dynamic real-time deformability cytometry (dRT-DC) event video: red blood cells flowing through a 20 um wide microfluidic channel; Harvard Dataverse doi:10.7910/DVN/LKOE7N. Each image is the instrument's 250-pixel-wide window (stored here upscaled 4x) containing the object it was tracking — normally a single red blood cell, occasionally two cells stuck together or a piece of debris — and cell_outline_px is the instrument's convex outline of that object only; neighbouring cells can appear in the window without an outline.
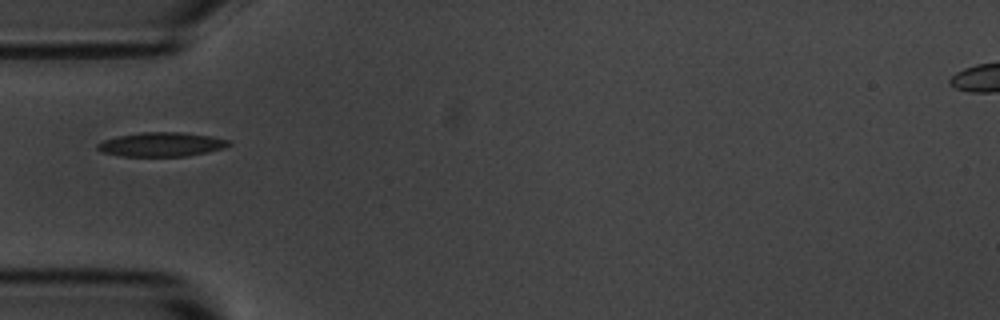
{"species": "common noctule bat (a hibernating species)", "species_latin": "Nyctalus noctula", "temperature_condition": "room temperature", "stored_images_in_passage": 3, "camera_frame_rate_fps": 3000, "um_per_image_px": 0.085, "animal": {"sex": "male", "body_mass_g": 20.1, "forearm_length_mm": 53.5}, "frame": {"image": 1, "passage_image": 3, "time_ms": 2.333, "image_size_px": [1000, 320], "cell_outline_px": [[232, 144], [224, 148], [188, 156], [120, 156], [100, 152], [96, 148], [96, 144], [104, 140], [120, 136], [140, 132], [180, 132], [212, 136], [232, 140]], "centroid_in_image_um": [13.74, 12.27], "position_along_channel_um": 71.3, "area_um2": 18.61}}